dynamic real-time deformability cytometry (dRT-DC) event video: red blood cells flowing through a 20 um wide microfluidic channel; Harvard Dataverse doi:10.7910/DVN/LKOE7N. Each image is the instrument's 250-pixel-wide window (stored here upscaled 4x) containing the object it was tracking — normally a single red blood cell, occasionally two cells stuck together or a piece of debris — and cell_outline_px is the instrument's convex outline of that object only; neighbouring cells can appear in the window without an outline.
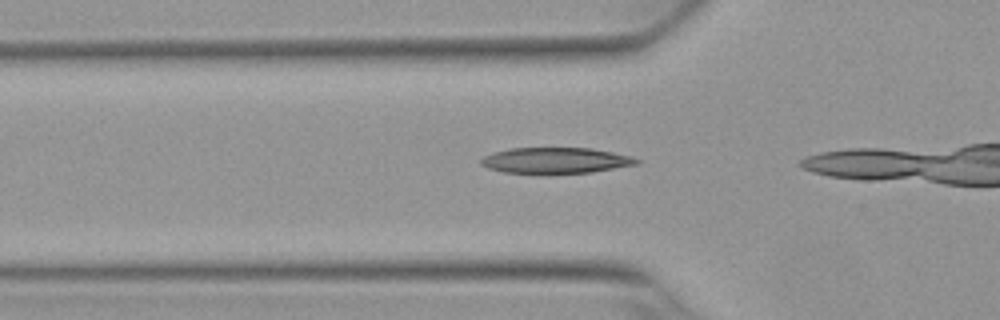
{"species": "Egyptian fruit bat (a non-hibernating species)", "species_latin": "Rousettus aegyptiacus", "temperature_condition": "warm", "stored_images_in_passage": 4, "camera_frame_rate_fps": 3000, "um_per_image_px": 0.085, "animal": {"sex": "female"}, "frame": {"image": 1, "passage_image": 2, "time_ms": 0.333, "image_size_px": [1000, 320], "cell_outline_px": [[640, 164], [592, 172], [504, 172], [488, 168], [480, 164], [480, 160], [484, 156], [492, 152], [512, 148], [592, 148], [632, 156], [640, 160]], "centroid_in_image_um": [47.26, 13.62], "position_along_channel_um": 78.5, "area_um2": 23.12}}